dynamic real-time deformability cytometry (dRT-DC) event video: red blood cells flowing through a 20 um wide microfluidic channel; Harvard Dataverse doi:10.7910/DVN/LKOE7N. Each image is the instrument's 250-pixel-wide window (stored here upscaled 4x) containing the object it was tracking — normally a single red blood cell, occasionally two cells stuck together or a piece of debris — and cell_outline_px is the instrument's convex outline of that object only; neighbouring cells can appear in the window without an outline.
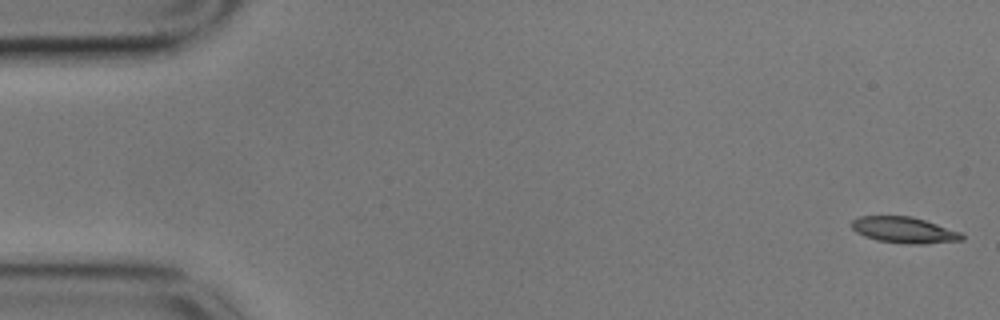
{"species": "common noctule bat (a hibernating species)", "species_latin": "Nyctalus noctula", "temperature_condition": "cold", "stored_images_in_passage": 56, "camera_frame_rate_fps": 3000, "um_per_image_px": 0.085, "animal": {"sex": "male", "body_mass_g": 17.9}, "frame": {"image": 1, "passage_image": 1, "time_ms": 0.0, "image_size_px": [1000, 320], "cell_outline_px": [[964, 240], [924, 244], [908, 244], [876, 240], [864, 236], [856, 232], [852, 228], [852, 220], [860, 216], [912, 216], [960, 232], [964, 236]], "centroid_in_image_um": [76.84, 19.56], "position_along_channel_um": 8.2, "area_um2": 16.7}}
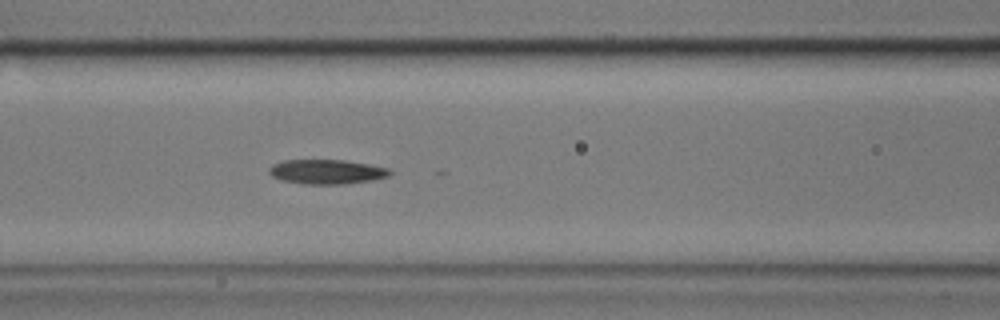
{"frame": {"image": 2, "passage_image": 23, "time_ms": 7.333, "image_size_px": [1000, 320], "cell_outline_px": [[392, 172], [388, 176], [372, 180], [344, 184], [304, 184], [280, 180], [272, 176], [268, 172], [268, 168], [272, 164], [284, 160], [344, 160], [368, 164], [388, 168]], "centroid_in_image_um": [27.73, 14.6], "position_along_channel_um": 138.9, "area_um2": 17.28}}
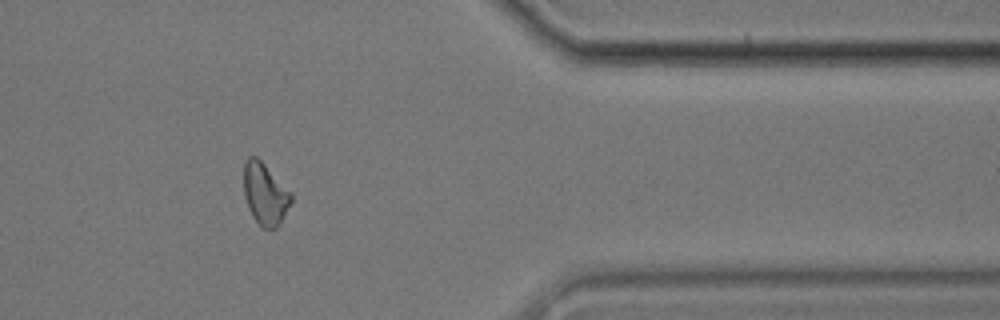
{"frame": {"image": 3, "passage_image": 46, "time_ms": 15.0, "image_size_px": [1000, 320], "cell_outline_px": [[292, 200], [276, 228], [264, 228], [252, 216], [248, 208], [244, 196], [244, 164], [248, 156], [256, 156], [292, 192]], "centroid_in_image_um": [22.51, 16.45], "position_along_channel_um": 388.9, "area_um2": 16.82}}